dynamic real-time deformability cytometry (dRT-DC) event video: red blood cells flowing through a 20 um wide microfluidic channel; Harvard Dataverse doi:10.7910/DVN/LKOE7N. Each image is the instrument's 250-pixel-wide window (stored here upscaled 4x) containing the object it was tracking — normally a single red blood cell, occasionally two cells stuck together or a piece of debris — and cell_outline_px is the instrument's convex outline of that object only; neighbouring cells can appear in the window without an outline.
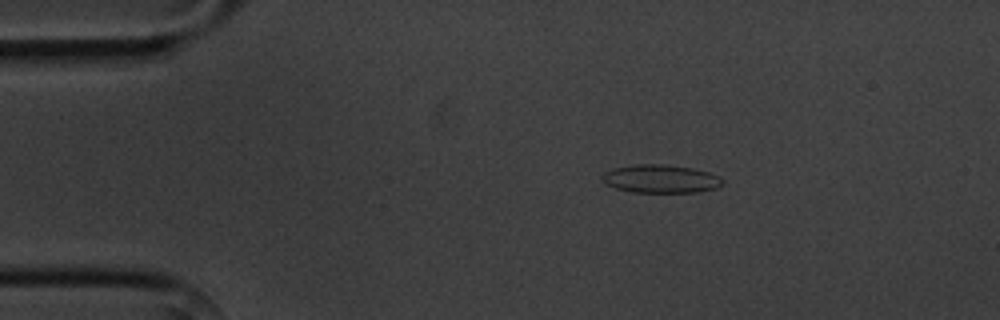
{"species": "common noctule bat (a hibernating species)", "species_latin": "Nyctalus noctula", "temperature_condition": "cold", "stored_images_in_passage": 5, "camera_frame_rate_fps": 3000, "um_per_image_px": 0.085, "animal": {"sex": "male", "body_mass_g": 20.1, "forearm_length_mm": 53.5}, "frame": {"image": 1, "passage_image": 2, "time_ms": 1.333, "image_size_px": [1000, 320], "cell_outline_px": [[724, 184], [716, 188], [696, 192], [632, 192], [616, 188], [608, 184], [600, 176], [604, 172], [612, 168], [636, 164], [664, 164], [692, 168], [708, 172], [720, 176], [724, 180]], "centroid_in_image_um": [56.18, 15.19], "position_along_channel_um": 28.8, "area_um2": 19.83}}